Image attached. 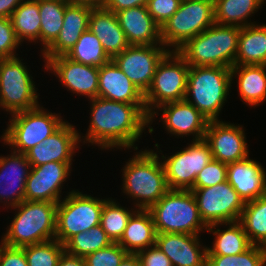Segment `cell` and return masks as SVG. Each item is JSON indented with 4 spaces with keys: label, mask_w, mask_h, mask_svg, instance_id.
<instances>
[{
    "label": "cell",
    "mask_w": 266,
    "mask_h": 266,
    "mask_svg": "<svg viewBox=\"0 0 266 266\" xmlns=\"http://www.w3.org/2000/svg\"><path fill=\"white\" fill-rule=\"evenodd\" d=\"M90 106L89 128L85 136L79 134L81 143H91L102 150H138L136 142L146 127L149 129L145 104H128L96 97L90 99Z\"/></svg>",
    "instance_id": "1"
},
{
    "label": "cell",
    "mask_w": 266,
    "mask_h": 266,
    "mask_svg": "<svg viewBox=\"0 0 266 266\" xmlns=\"http://www.w3.org/2000/svg\"><path fill=\"white\" fill-rule=\"evenodd\" d=\"M134 153L121 169L122 191L127 197H132L136 209L149 210L169 190L158 155L162 153L146 148Z\"/></svg>",
    "instance_id": "2"
},
{
    "label": "cell",
    "mask_w": 266,
    "mask_h": 266,
    "mask_svg": "<svg viewBox=\"0 0 266 266\" xmlns=\"http://www.w3.org/2000/svg\"><path fill=\"white\" fill-rule=\"evenodd\" d=\"M57 205L47 201L24 200L12 207L17 211L1 242L8 246L24 247L55 239Z\"/></svg>",
    "instance_id": "3"
},
{
    "label": "cell",
    "mask_w": 266,
    "mask_h": 266,
    "mask_svg": "<svg viewBox=\"0 0 266 266\" xmlns=\"http://www.w3.org/2000/svg\"><path fill=\"white\" fill-rule=\"evenodd\" d=\"M240 27L214 23L177 52L189 66H234Z\"/></svg>",
    "instance_id": "4"
},
{
    "label": "cell",
    "mask_w": 266,
    "mask_h": 266,
    "mask_svg": "<svg viewBox=\"0 0 266 266\" xmlns=\"http://www.w3.org/2000/svg\"><path fill=\"white\" fill-rule=\"evenodd\" d=\"M232 83L231 68L190 66L185 100L209 121H217Z\"/></svg>",
    "instance_id": "5"
},
{
    "label": "cell",
    "mask_w": 266,
    "mask_h": 266,
    "mask_svg": "<svg viewBox=\"0 0 266 266\" xmlns=\"http://www.w3.org/2000/svg\"><path fill=\"white\" fill-rule=\"evenodd\" d=\"M149 211L157 233L198 235L208 228L191 190L169 189Z\"/></svg>",
    "instance_id": "6"
},
{
    "label": "cell",
    "mask_w": 266,
    "mask_h": 266,
    "mask_svg": "<svg viewBox=\"0 0 266 266\" xmlns=\"http://www.w3.org/2000/svg\"><path fill=\"white\" fill-rule=\"evenodd\" d=\"M43 106L11 115L2 134L3 144L12 151L25 154L29 149L51 136L65 122L61 114L52 113Z\"/></svg>",
    "instance_id": "7"
},
{
    "label": "cell",
    "mask_w": 266,
    "mask_h": 266,
    "mask_svg": "<svg viewBox=\"0 0 266 266\" xmlns=\"http://www.w3.org/2000/svg\"><path fill=\"white\" fill-rule=\"evenodd\" d=\"M214 23V0H182L178 10L160 27V39L169 51H177Z\"/></svg>",
    "instance_id": "8"
},
{
    "label": "cell",
    "mask_w": 266,
    "mask_h": 266,
    "mask_svg": "<svg viewBox=\"0 0 266 266\" xmlns=\"http://www.w3.org/2000/svg\"><path fill=\"white\" fill-rule=\"evenodd\" d=\"M108 199H100L71 190L56 210L55 239L63 245L74 235L100 225L102 207Z\"/></svg>",
    "instance_id": "9"
},
{
    "label": "cell",
    "mask_w": 266,
    "mask_h": 266,
    "mask_svg": "<svg viewBox=\"0 0 266 266\" xmlns=\"http://www.w3.org/2000/svg\"><path fill=\"white\" fill-rule=\"evenodd\" d=\"M189 65L177 51H169L159 62L150 88L144 94L150 116L160 105L185 99Z\"/></svg>",
    "instance_id": "10"
},
{
    "label": "cell",
    "mask_w": 266,
    "mask_h": 266,
    "mask_svg": "<svg viewBox=\"0 0 266 266\" xmlns=\"http://www.w3.org/2000/svg\"><path fill=\"white\" fill-rule=\"evenodd\" d=\"M24 59H0V108L14 114L38 107L39 94Z\"/></svg>",
    "instance_id": "11"
},
{
    "label": "cell",
    "mask_w": 266,
    "mask_h": 266,
    "mask_svg": "<svg viewBox=\"0 0 266 266\" xmlns=\"http://www.w3.org/2000/svg\"><path fill=\"white\" fill-rule=\"evenodd\" d=\"M169 189L190 190L197 174L213 159L210 147L204 140L191 141L180 151L160 157Z\"/></svg>",
    "instance_id": "12"
},
{
    "label": "cell",
    "mask_w": 266,
    "mask_h": 266,
    "mask_svg": "<svg viewBox=\"0 0 266 266\" xmlns=\"http://www.w3.org/2000/svg\"><path fill=\"white\" fill-rule=\"evenodd\" d=\"M203 222L216 223L240 220L245 202L228 181L205 188H191Z\"/></svg>",
    "instance_id": "13"
},
{
    "label": "cell",
    "mask_w": 266,
    "mask_h": 266,
    "mask_svg": "<svg viewBox=\"0 0 266 266\" xmlns=\"http://www.w3.org/2000/svg\"><path fill=\"white\" fill-rule=\"evenodd\" d=\"M168 52L163 44L129 45L112 60L145 94L152 84L159 62Z\"/></svg>",
    "instance_id": "14"
},
{
    "label": "cell",
    "mask_w": 266,
    "mask_h": 266,
    "mask_svg": "<svg viewBox=\"0 0 266 266\" xmlns=\"http://www.w3.org/2000/svg\"><path fill=\"white\" fill-rule=\"evenodd\" d=\"M158 111L162 112L160 122L165 125L163 127H166L165 129L171 136L183 138V136L191 135L193 141L204 139L209 120L185 99L162 104L154 110L149 116V130L147 131L151 134L154 132L151 125L155 120L154 117L159 115Z\"/></svg>",
    "instance_id": "15"
},
{
    "label": "cell",
    "mask_w": 266,
    "mask_h": 266,
    "mask_svg": "<svg viewBox=\"0 0 266 266\" xmlns=\"http://www.w3.org/2000/svg\"><path fill=\"white\" fill-rule=\"evenodd\" d=\"M204 140L208 143L213 159L229 164L249 156L248 143L242 125L225 121H209Z\"/></svg>",
    "instance_id": "16"
},
{
    "label": "cell",
    "mask_w": 266,
    "mask_h": 266,
    "mask_svg": "<svg viewBox=\"0 0 266 266\" xmlns=\"http://www.w3.org/2000/svg\"><path fill=\"white\" fill-rule=\"evenodd\" d=\"M72 164L48 162L31 167L25 184V200L59 203L62 200L63 184L69 178Z\"/></svg>",
    "instance_id": "17"
},
{
    "label": "cell",
    "mask_w": 266,
    "mask_h": 266,
    "mask_svg": "<svg viewBox=\"0 0 266 266\" xmlns=\"http://www.w3.org/2000/svg\"><path fill=\"white\" fill-rule=\"evenodd\" d=\"M44 68L54 73L61 85L71 93L88 99L98 97L99 68L75 62L66 55L50 58Z\"/></svg>",
    "instance_id": "18"
},
{
    "label": "cell",
    "mask_w": 266,
    "mask_h": 266,
    "mask_svg": "<svg viewBox=\"0 0 266 266\" xmlns=\"http://www.w3.org/2000/svg\"><path fill=\"white\" fill-rule=\"evenodd\" d=\"M78 132L73 124L66 121L51 136L25 153L31 167L48 162L72 163L74 153L81 145Z\"/></svg>",
    "instance_id": "19"
},
{
    "label": "cell",
    "mask_w": 266,
    "mask_h": 266,
    "mask_svg": "<svg viewBox=\"0 0 266 266\" xmlns=\"http://www.w3.org/2000/svg\"><path fill=\"white\" fill-rule=\"evenodd\" d=\"M10 152L0 155V203L9 209L25 200V184L31 170L25 154Z\"/></svg>",
    "instance_id": "20"
},
{
    "label": "cell",
    "mask_w": 266,
    "mask_h": 266,
    "mask_svg": "<svg viewBox=\"0 0 266 266\" xmlns=\"http://www.w3.org/2000/svg\"><path fill=\"white\" fill-rule=\"evenodd\" d=\"M199 235L157 233L156 245L169 258L172 266H206L207 246Z\"/></svg>",
    "instance_id": "21"
},
{
    "label": "cell",
    "mask_w": 266,
    "mask_h": 266,
    "mask_svg": "<svg viewBox=\"0 0 266 266\" xmlns=\"http://www.w3.org/2000/svg\"><path fill=\"white\" fill-rule=\"evenodd\" d=\"M93 7L83 4H67L63 25L56 40L42 52L46 63L50 58L67 55L84 31L89 29V18Z\"/></svg>",
    "instance_id": "22"
},
{
    "label": "cell",
    "mask_w": 266,
    "mask_h": 266,
    "mask_svg": "<svg viewBox=\"0 0 266 266\" xmlns=\"http://www.w3.org/2000/svg\"><path fill=\"white\" fill-rule=\"evenodd\" d=\"M227 181L245 203L266 194V171L249 156L227 164Z\"/></svg>",
    "instance_id": "23"
},
{
    "label": "cell",
    "mask_w": 266,
    "mask_h": 266,
    "mask_svg": "<svg viewBox=\"0 0 266 266\" xmlns=\"http://www.w3.org/2000/svg\"><path fill=\"white\" fill-rule=\"evenodd\" d=\"M98 97L128 104H145L144 94L113 60L99 68Z\"/></svg>",
    "instance_id": "24"
},
{
    "label": "cell",
    "mask_w": 266,
    "mask_h": 266,
    "mask_svg": "<svg viewBox=\"0 0 266 266\" xmlns=\"http://www.w3.org/2000/svg\"><path fill=\"white\" fill-rule=\"evenodd\" d=\"M129 45L162 44L160 27L149 14L146 5L115 13Z\"/></svg>",
    "instance_id": "25"
},
{
    "label": "cell",
    "mask_w": 266,
    "mask_h": 266,
    "mask_svg": "<svg viewBox=\"0 0 266 266\" xmlns=\"http://www.w3.org/2000/svg\"><path fill=\"white\" fill-rule=\"evenodd\" d=\"M89 29L100 39L101 45L111 59L129 46L116 14L104 6L92 8Z\"/></svg>",
    "instance_id": "26"
},
{
    "label": "cell",
    "mask_w": 266,
    "mask_h": 266,
    "mask_svg": "<svg viewBox=\"0 0 266 266\" xmlns=\"http://www.w3.org/2000/svg\"><path fill=\"white\" fill-rule=\"evenodd\" d=\"M156 229L149 210L137 209L117 242L127 253L136 254L156 244Z\"/></svg>",
    "instance_id": "27"
},
{
    "label": "cell",
    "mask_w": 266,
    "mask_h": 266,
    "mask_svg": "<svg viewBox=\"0 0 266 266\" xmlns=\"http://www.w3.org/2000/svg\"><path fill=\"white\" fill-rule=\"evenodd\" d=\"M238 76V77H237ZM231 77H237L238 92L243 104L256 107L266 100V65H234Z\"/></svg>",
    "instance_id": "28"
},
{
    "label": "cell",
    "mask_w": 266,
    "mask_h": 266,
    "mask_svg": "<svg viewBox=\"0 0 266 266\" xmlns=\"http://www.w3.org/2000/svg\"><path fill=\"white\" fill-rule=\"evenodd\" d=\"M221 225L228 227L226 230H220ZM206 231L215 236L213 246H207V255H237L253 245L239 221L212 224Z\"/></svg>",
    "instance_id": "29"
},
{
    "label": "cell",
    "mask_w": 266,
    "mask_h": 266,
    "mask_svg": "<svg viewBox=\"0 0 266 266\" xmlns=\"http://www.w3.org/2000/svg\"><path fill=\"white\" fill-rule=\"evenodd\" d=\"M266 65V24L240 27L234 65Z\"/></svg>",
    "instance_id": "30"
},
{
    "label": "cell",
    "mask_w": 266,
    "mask_h": 266,
    "mask_svg": "<svg viewBox=\"0 0 266 266\" xmlns=\"http://www.w3.org/2000/svg\"><path fill=\"white\" fill-rule=\"evenodd\" d=\"M266 0H214V22L219 25L245 27L255 24L249 17L258 12Z\"/></svg>",
    "instance_id": "31"
},
{
    "label": "cell",
    "mask_w": 266,
    "mask_h": 266,
    "mask_svg": "<svg viewBox=\"0 0 266 266\" xmlns=\"http://www.w3.org/2000/svg\"><path fill=\"white\" fill-rule=\"evenodd\" d=\"M11 21L18 40L40 42L39 0H24L12 13ZM39 40V41H38Z\"/></svg>",
    "instance_id": "32"
},
{
    "label": "cell",
    "mask_w": 266,
    "mask_h": 266,
    "mask_svg": "<svg viewBox=\"0 0 266 266\" xmlns=\"http://www.w3.org/2000/svg\"><path fill=\"white\" fill-rule=\"evenodd\" d=\"M67 4L66 0H39L41 53L58 37Z\"/></svg>",
    "instance_id": "33"
},
{
    "label": "cell",
    "mask_w": 266,
    "mask_h": 266,
    "mask_svg": "<svg viewBox=\"0 0 266 266\" xmlns=\"http://www.w3.org/2000/svg\"><path fill=\"white\" fill-rule=\"evenodd\" d=\"M239 222L253 245L266 247V194L245 203Z\"/></svg>",
    "instance_id": "34"
},
{
    "label": "cell",
    "mask_w": 266,
    "mask_h": 266,
    "mask_svg": "<svg viewBox=\"0 0 266 266\" xmlns=\"http://www.w3.org/2000/svg\"><path fill=\"white\" fill-rule=\"evenodd\" d=\"M75 62L101 68L112 59L107 55L100 39L87 29L66 55Z\"/></svg>",
    "instance_id": "35"
},
{
    "label": "cell",
    "mask_w": 266,
    "mask_h": 266,
    "mask_svg": "<svg viewBox=\"0 0 266 266\" xmlns=\"http://www.w3.org/2000/svg\"><path fill=\"white\" fill-rule=\"evenodd\" d=\"M112 243V240L107 236L102 227L98 225L88 231L72 236L64 244V249L70 255L84 258L86 255L105 248Z\"/></svg>",
    "instance_id": "36"
},
{
    "label": "cell",
    "mask_w": 266,
    "mask_h": 266,
    "mask_svg": "<svg viewBox=\"0 0 266 266\" xmlns=\"http://www.w3.org/2000/svg\"><path fill=\"white\" fill-rule=\"evenodd\" d=\"M137 209L121 206L115 199L108 198L102 207L100 226L112 242H118L127 226L128 220Z\"/></svg>",
    "instance_id": "37"
},
{
    "label": "cell",
    "mask_w": 266,
    "mask_h": 266,
    "mask_svg": "<svg viewBox=\"0 0 266 266\" xmlns=\"http://www.w3.org/2000/svg\"><path fill=\"white\" fill-rule=\"evenodd\" d=\"M28 266H57L65 252L64 245L56 239L23 247Z\"/></svg>",
    "instance_id": "38"
},
{
    "label": "cell",
    "mask_w": 266,
    "mask_h": 266,
    "mask_svg": "<svg viewBox=\"0 0 266 266\" xmlns=\"http://www.w3.org/2000/svg\"><path fill=\"white\" fill-rule=\"evenodd\" d=\"M206 266H266V247L252 245L237 255H206Z\"/></svg>",
    "instance_id": "39"
},
{
    "label": "cell",
    "mask_w": 266,
    "mask_h": 266,
    "mask_svg": "<svg viewBox=\"0 0 266 266\" xmlns=\"http://www.w3.org/2000/svg\"><path fill=\"white\" fill-rule=\"evenodd\" d=\"M128 253L117 243L90 253L84 257L86 266H118Z\"/></svg>",
    "instance_id": "40"
},
{
    "label": "cell",
    "mask_w": 266,
    "mask_h": 266,
    "mask_svg": "<svg viewBox=\"0 0 266 266\" xmlns=\"http://www.w3.org/2000/svg\"><path fill=\"white\" fill-rule=\"evenodd\" d=\"M227 181V164L212 159L196 176L192 188L211 187Z\"/></svg>",
    "instance_id": "41"
},
{
    "label": "cell",
    "mask_w": 266,
    "mask_h": 266,
    "mask_svg": "<svg viewBox=\"0 0 266 266\" xmlns=\"http://www.w3.org/2000/svg\"><path fill=\"white\" fill-rule=\"evenodd\" d=\"M21 44L13 29L11 18L0 17V59L17 57L16 49Z\"/></svg>",
    "instance_id": "42"
},
{
    "label": "cell",
    "mask_w": 266,
    "mask_h": 266,
    "mask_svg": "<svg viewBox=\"0 0 266 266\" xmlns=\"http://www.w3.org/2000/svg\"><path fill=\"white\" fill-rule=\"evenodd\" d=\"M182 0H148L146 7L156 24L161 27L180 7Z\"/></svg>",
    "instance_id": "43"
},
{
    "label": "cell",
    "mask_w": 266,
    "mask_h": 266,
    "mask_svg": "<svg viewBox=\"0 0 266 266\" xmlns=\"http://www.w3.org/2000/svg\"><path fill=\"white\" fill-rule=\"evenodd\" d=\"M0 266H28L23 247H13L0 242Z\"/></svg>",
    "instance_id": "44"
},
{
    "label": "cell",
    "mask_w": 266,
    "mask_h": 266,
    "mask_svg": "<svg viewBox=\"0 0 266 266\" xmlns=\"http://www.w3.org/2000/svg\"><path fill=\"white\" fill-rule=\"evenodd\" d=\"M141 266H172L169 258L155 244L136 253Z\"/></svg>",
    "instance_id": "45"
},
{
    "label": "cell",
    "mask_w": 266,
    "mask_h": 266,
    "mask_svg": "<svg viewBox=\"0 0 266 266\" xmlns=\"http://www.w3.org/2000/svg\"><path fill=\"white\" fill-rule=\"evenodd\" d=\"M148 0H104L103 6L114 13L139 6H145Z\"/></svg>",
    "instance_id": "46"
},
{
    "label": "cell",
    "mask_w": 266,
    "mask_h": 266,
    "mask_svg": "<svg viewBox=\"0 0 266 266\" xmlns=\"http://www.w3.org/2000/svg\"><path fill=\"white\" fill-rule=\"evenodd\" d=\"M24 0H0V17L10 18L14 10L23 2Z\"/></svg>",
    "instance_id": "47"
},
{
    "label": "cell",
    "mask_w": 266,
    "mask_h": 266,
    "mask_svg": "<svg viewBox=\"0 0 266 266\" xmlns=\"http://www.w3.org/2000/svg\"><path fill=\"white\" fill-rule=\"evenodd\" d=\"M57 266H86V263L83 257L73 256L64 252Z\"/></svg>",
    "instance_id": "48"
},
{
    "label": "cell",
    "mask_w": 266,
    "mask_h": 266,
    "mask_svg": "<svg viewBox=\"0 0 266 266\" xmlns=\"http://www.w3.org/2000/svg\"><path fill=\"white\" fill-rule=\"evenodd\" d=\"M118 266H141L136 254L128 253Z\"/></svg>",
    "instance_id": "49"
},
{
    "label": "cell",
    "mask_w": 266,
    "mask_h": 266,
    "mask_svg": "<svg viewBox=\"0 0 266 266\" xmlns=\"http://www.w3.org/2000/svg\"><path fill=\"white\" fill-rule=\"evenodd\" d=\"M66 2L69 4L89 5L91 7H100L104 4V0H66Z\"/></svg>",
    "instance_id": "50"
}]
</instances>
